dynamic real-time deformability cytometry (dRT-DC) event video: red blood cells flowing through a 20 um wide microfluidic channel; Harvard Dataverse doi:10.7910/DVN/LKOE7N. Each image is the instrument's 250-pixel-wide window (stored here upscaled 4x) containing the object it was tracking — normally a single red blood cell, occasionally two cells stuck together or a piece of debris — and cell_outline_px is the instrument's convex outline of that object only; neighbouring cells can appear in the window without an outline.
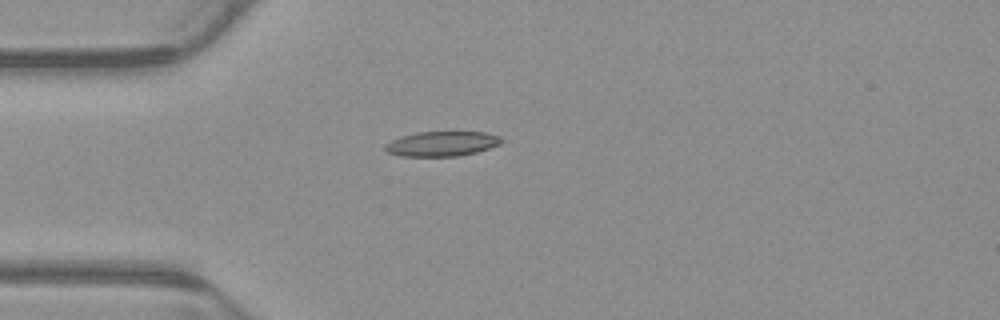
{"species": "common noctule bat (a hibernating species)", "species_latin": "Nyctalus noctula", "temperature_condition": "warm", "stored_images_in_passage": 4, "camera_frame_rate_fps": 3000, "um_per_image_px": 0.085, "animal": {"sex": "male", "body_mass_g": 23.1, "forearm_length_mm": 52.7}, "frame": {"image": 1, "passage_image": 4, "time_ms": 1.0, "image_size_px": [1000, 320], "cell_outline_px": [[504, 140], [500, 144], [476, 152], [460, 156], [400, 156], [388, 152], [384, 148], [384, 144], [400, 136], [416, 132], [484, 132], [500, 136]], "centroid_in_image_um": [37.55, 12.22], "position_along_channel_um": 47.5, "area_um2": 16.88}}